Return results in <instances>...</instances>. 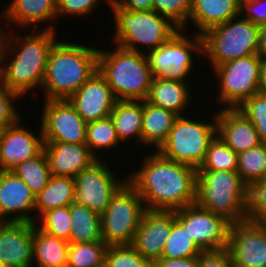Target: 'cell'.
Returning a JSON list of instances; mask_svg holds the SVG:
<instances>
[{
  "instance_id": "1",
  "label": "cell",
  "mask_w": 266,
  "mask_h": 267,
  "mask_svg": "<svg viewBox=\"0 0 266 267\" xmlns=\"http://www.w3.org/2000/svg\"><path fill=\"white\" fill-rule=\"evenodd\" d=\"M152 152L142 158L138 171L126 176L145 209L176 211L195 204L197 169Z\"/></svg>"
},
{
  "instance_id": "2",
  "label": "cell",
  "mask_w": 266,
  "mask_h": 267,
  "mask_svg": "<svg viewBox=\"0 0 266 267\" xmlns=\"http://www.w3.org/2000/svg\"><path fill=\"white\" fill-rule=\"evenodd\" d=\"M54 28L56 27L50 23L41 32L40 29H29L31 33H26L23 37L8 31L0 66V79L8 89L21 97L33 92L32 89L37 87L41 90L48 56L57 42L58 34ZM8 55L13 58H8Z\"/></svg>"
},
{
  "instance_id": "3",
  "label": "cell",
  "mask_w": 266,
  "mask_h": 267,
  "mask_svg": "<svg viewBox=\"0 0 266 267\" xmlns=\"http://www.w3.org/2000/svg\"><path fill=\"white\" fill-rule=\"evenodd\" d=\"M99 48L58 40L50 50L41 85L45 100H68L98 71Z\"/></svg>"
},
{
  "instance_id": "4",
  "label": "cell",
  "mask_w": 266,
  "mask_h": 267,
  "mask_svg": "<svg viewBox=\"0 0 266 267\" xmlns=\"http://www.w3.org/2000/svg\"><path fill=\"white\" fill-rule=\"evenodd\" d=\"M98 51V72L116 100H146L153 80L147 55L115 45Z\"/></svg>"
},
{
  "instance_id": "5",
  "label": "cell",
  "mask_w": 266,
  "mask_h": 267,
  "mask_svg": "<svg viewBox=\"0 0 266 267\" xmlns=\"http://www.w3.org/2000/svg\"><path fill=\"white\" fill-rule=\"evenodd\" d=\"M196 204L232 224L247 220V185L237 171H198Z\"/></svg>"
},
{
  "instance_id": "6",
  "label": "cell",
  "mask_w": 266,
  "mask_h": 267,
  "mask_svg": "<svg viewBox=\"0 0 266 267\" xmlns=\"http://www.w3.org/2000/svg\"><path fill=\"white\" fill-rule=\"evenodd\" d=\"M114 17L113 41L127 50L147 53L169 40L178 30L166 17L151 11H126L110 6ZM148 47L139 49L141 46Z\"/></svg>"
},
{
  "instance_id": "7",
  "label": "cell",
  "mask_w": 266,
  "mask_h": 267,
  "mask_svg": "<svg viewBox=\"0 0 266 267\" xmlns=\"http://www.w3.org/2000/svg\"><path fill=\"white\" fill-rule=\"evenodd\" d=\"M259 29L260 26L240 15L209 28L201 34L202 56L209 59V64L214 68L231 60L257 54Z\"/></svg>"
},
{
  "instance_id": "8",
  "label": "cell",
  "mask_w": 266,
  "mask_h": 267,
  "mask_svg": "<svg viewBox=\"0 0 266 267\" xmlns=\"http://www.w3.org/2000/svg\"><path fill=\"white\" fill-rule=\"evenodd\" d=\"M211 122L185 115L177 117L167 139L157 149L164 157L198 169L203 163L210 141L217 134L216 113Z\"/></svg>"
},
{
  "instance_id": "9",
  "label": "cell",
  "mask_w": 266,
  "mask_h": 267,
  "mask_svg": "<svg viewBox=\"0 0 266 267\" xmlns=\"http://www.w3.org/2000/svg\"><path fill=\"white\" fill-rule=\"evenodd\" d=\"M145 210L136 189L126 181L100 215L102 240L108 246L132 244Z\"/></svg>"
},
{
  "instance_id": "10",
  "label": "cell",
  "mask_w": 266,
  "mask_h": 267,
  "mask_svg": "<svg viewBox=\"0 0 266 267\" xmlns=\"http://www.w3.org/2000/svg\"><path fill=\"white\" fill-rule=\"evenodd\" d=\"M184 31L178 30L165 43L146 53L153 77L187 82L195 67L192 54L203 55V40L199 34L189 36Z\"/></svg>"
},
{
  "instance_id": "11",
  "label": "cell",
  "mask_w": 266,
  "mask_h": 267,
  "mask_svg": "<svg viewBox=\"0 0 266 267\" xmlns=\"http://www.w3.org/2000/svg\"><path fill=\"white\" fill-rule=\"evenodd\" d=\"M261 57L257 54L231 60L214 67L222 108H237L243 101L259 92ZM224 106V107H223Z\"/></svg>"
},
{
  "instance_id": "12",
  "label": "cell",
  "mask_w": 266,
  "mask_h": 267,
  "mask_svg": "<svg viewBox=\"0 0 266 267\" xmlns=\"http://www.w3.org/2000/svg\"><path fill=\"white\" fill-rule=\"evenodd\" d=\"M175 216L203 252L227 249L232 223L225 217L196 203L176 210Z\"/></svg>"
},
{
  "instance_id": "13",
  "label": "cell",
  "mask_w": 266,
  "mask_h": 267,
  "mask_svg": "<svg viewBox=\"0 0 266 267\" xmlns=\"http://www.w3.org/2000/svg\"><path fill=\"white\" fill-rule=\"evenodd\" d=\"M106 163L97 159L74 178L75 202L100 215L105 212L112 196L127 181L126 177L124 180L115 178L116 175Z\"/></svg>"
},
{
  "instance_id": "14",
  "label": "cell",
  "mask_w": 266,
  "mask_h": 267,
  "mask_svg": "<svg viewBox=\"0 0 266 267\" xmlns=\"http://www.w3.org/2000/svg\"><path fill=\"white\" fill-rule=\"evenodd\" d=\"M41 129L44 142L85 143L87 123L68 100H44Z\"/></svg>"
},
{
  "instance_id": "15",
  "label": "cell",
  "mask_w": 266,
  "mask_h": 267,
  "mask_svg": "<svg viewBox=\"0 0 266 267\" xmlns=\"http://www.w3.org/2000/svg\"><path fill=\"white\" fill-rule=\"evenodd\" d=\"M227 250L232 265L266 267V223L249 220L233 223Z\"/></svg>"
},
{
  "instance_id": "16",
  "label": "cell",
  "mask_w": 266,
  "mask_h": 267,
  "mask_svg": "<svg viewBox=\"0 0 266 267\" xmlns=\"http://www.w3.org/2000/svg\"><path fill=\"white\" fill-rule=\"evenodd\" d=\"M22 119L2 129L0 136V171H12L18 164L36 157L44 147L42 129L33 130L21 126Z\"/></svg>"
},
{
  "instance_id": "17",
  "label": "cell",
  "mask_w": 266,
  "mask_h": 267,
  "mask_svg": "<svg viewBox=\"0 0 266 267\" xmlns=\"http://www.w3.org/2000/svg\"><path fill=\"white\" fill-rule=\"evenodd\" d=\"M175 219V211L146 209L131 245L143 258L154 263L162 256Z\"/></svg>"
},
{
  "instance_id": "18",
  "label": "cell",
  "mask_w": 266,
  "mask_h": 267,
  "mask_svg": "<svg viewBox=\"0 0 266 267\" xmlns=\"http://www.w3.org/2000/svg\"><path fill=\"white\" fill-rule=\"evenodd\" d=\"M32 211L35 194L14 172L0 171V220L36 223Z\"/></svg>"
},
{
  "instance_id": "19",
  "label": "cell",
  "mask_w": 266,
  "mask_h": 267,
  "mask_svg": "<svg viewBox=\"0 0 266 267\" xmlns=\"http://www.w3.org/2000/svg\"><path fill=\"white\" fill-rule=\"evenodd\" d=\"M68 101L81 118L89 123L110 116L117 100L107 81L97 71Z\"/></svg>"
},
{
  "instance_id": "20",
  "label": "cell",
  "mask_w": 266,
  "mask_h": 267,
  "mask_svg": "<svg viewBox=\"0 0 266 267\" xmlns=\"http://www.w3.org/2000/svg\"><path fill=\"white\" fill-rule=\"evenodd\" d=\"M0 263L6 267H32L33 223L2 221Z\"/></svg>"
},
{
  "instance_id": "21",
  "label": "cell",
  "mask_w": 266,
  "mask_h": 267,
  "mask_svg": "<svg viewBox=\"0 0 266 267\" xmlns=\"http://www.w3.org/2000/svg\"><path fill=\"white\" fill-rule=\"evenodd\" d=\"M51 175L75 178L97 159L85 143L44 142Z\"/></svg>"
},
{
  "instance_id": "22",
  "label": "cell",
  "mask_w": 266,
  "mask_h": 267,
  "mask_svg": "<svg viewBox=\"0 0 266 267\" xmlns=\"http://www.w3.org/2000/svg\"><path fill=\"white\" fill-rule=\"evenodd\" d=\"M217 135L238 155L261 143L255 126L236 108L218 109Z\"/></svg>"
},
{
  "instance_id": "23",
  "label": "cell",
  "mask_w": 266,
  "mask_h": 267,
  "mask_svg": "<svg viewBox=\"0 0 266 267\" xmlns=\"http://www.w3.org/2000/svg\"><path fill=\"white\" fill-rule=\"evenodd\" d=\"M7 6L0 12V20L23 30H37L39 25L57 19V0H12Z\"/></svg>"
},
{
  "instance_id": "24",
  "label": "cell",
  "mask_w": 266,
  "mask_h": 267,
  "mask_svg": "<svg viewBox=\"0 0 266 267\" xmlns=\"http://www.w3.org/2000/svg\"><path fill=\"white\" fill-rule=\"evenodd\" d=\"M239 9L240 0H192L188 23L191 21L196 27L195 33L201 35L209 28L239 16Z\"/></svg>"
},
{
  "instance_id": "25",
  "label": "cell",
  "mask_w": 266,
  "mask_h": 267,
  "mask_svg": "<svg viewBox=\"0 0 266 267\" xmlns=\"http://www.w3.org/2000/svg\"><path fill=\"white\" fill-rule=\"evenodd\" d=\"M189 84V82L153 77L146 101L176 113L178 116L183 115L188 105L192 103L193 92Z\"/></svg>"
},
{
  "instance_id": "26",
  "label": "cell",
  "mask_w": 266,
  "mask_h": 267,
  "mask_svg": "<svg viewBox=\"0 0 266 267\" xmlns=\"http://www.w3.org/2000/svg\"><path fill=\"white\" fill-rule=\"evenodd\" d=\"M178 115L143 101L142 144L157 150L167 139Z\"/></svg>"
},
{
  "instance_id": "27",
  "label": "cell",
  "mask_w": 266,
  "mask_h": 267,
  "mask_svg": "<svg viewBox=\"0 0 266 267\" xmlns=\"http://www.w3.org/2000/svg\"><path fill=\"white\" fill-rule=\"evenodd\" d=\"M110 117L121 143L134 138L142 144L143 101L117 100Z\"/></svg>"
},
{
  "instance_id": "28",
  "label": "cell",
  "mask_w": 266,
  "mask_h": 267,
  "mask_svg": "<svg viewBox=\"0 0 266 267\" xmlns=\"http://www.w3.org/2000/svg\"><path fill=\"white\" fill-rule=\"evenodd\" d=\"M75 202V180L51 175L47 185L35 195L36 220L46 211L70 206Z\"/></svg>"
},
{
  "instance_id": "29",
  "label": "cell",
  "mask_w": 266,
  "mask_h": 267,
  "mask_svg": "<svg viewBox=\"0 0 266 267\" xmlns=\"http://www.w3.org/2000/svg\"><path fill=\"white\" fill-rule=\"evenodd\" d=\"M69 242L51 236L33 223V261L35 267H67Z\"/></svg>"
},
{
  "instance_id": "30",
  "label": "cell",
  "mask_w": 266,
  "mask_h": 267,
  "mask_svg": "<svg viewBox=\"0 0 266 267\" xmlns=\"http://www.w3.org/2000/svg\"><path fill=\"white\" fill-rule=\"evenodd\" d=\"M70 243L103 241L101 237L100 214L84 205L73 202L70 205Z\"/></svg>"
},
{
  "instance_id": "31",
  "label": "cell",
  "mask_w": 266,
  "mask_h": 267,
  "mask_svg": "<svg viewBox=\"0 0 266 267\" xmlns=\"http://www.w3.org/2000/svg\"><path fill=\"white\" fill-rule=\"evenodd\" d=\"M120 143L110 116L87 123L85 144L96 159L100 157L96 151H104L106 148L118 149Z\"/></svg>"
},
{
  "instance_id": "32",
  "label": "cell",
  "mask_w": 266,
  "mask_h": 267,
  "mask_svg": "<svg viewBox=\"0 0 266 267\" xmlns=\"http://www.w3.org/2000/svg\"><path fill=\"white\" fill-rule=\"evenodd\" d=\"M107 247L104 241L70 243L67 267H104Z\"/></svg>"
},
{
  "instance_id": "33",
  "label": "cell",
  "mask_w": 266,
  "mask_h": 267,
  "mask_svg": "<svg viewBox=\"0 0 266 267\" xmlns=\"http://www.w3.org/2000/svg\"><path fill=\"white\" fill-rule=\"evenodd\" d=\"M12 172L19 176L35 195L47 185L51 176L44 150L36 157L18 164Z\"/></svg>"
},
{
  "instance_id": "34",
  "label": "cell",
  "mask_w": 266,
  "mask_h": 267,
  "mask_svg": "<svg viewBox=\"0 0 266 267\" xmlns=\"http://www.w3.org/2000/svg\"><path fill=\"white\" fill-rule=\"evenodd\" d=\"M202 252L188 234L187 229L175 219L172 223L171 232L165 243L161 258L198 257Z\"/></svg>"
},
{
  "instance_id": "35",
  "label": "cell",
  "mask_w": 266,
  "mask_h": 267,
  "mask_svg": "<svg viewBox=\"0 0 266 267\" xmlns=\"http://www.w3.org/2000/svg\"><path fill=\"white\" fill-rule=\"evenodd\" d=\"M237 172L247 186L266 177V144L260 143L238 154Z\"/></svg>"
},
{
  "instance_id": "36",
  "label": "cell",
  "mask_w": 266,
  "mask_h": 267,
  "mask_svg": "<svg viewBox=\"0 0 266 267\" xmlns=\"http://www.w3.org/2000/svg\"><path fill=\"white\" fill-rule=\"evenodd\" d=\"M237 159L238 155L216 134L197 171H237Z\"/></svg>"
},
{
  "instance_id": "37",
  "label": "cell",
  "mask_w": 266,
  "mask_h": 267,
  "mask_svg": "<svg viewBox=\"0 0 266 267\" xmlns=\"http://www.w3.org/2000/svg\"><path fill=\"white\" fill-rule=\"evenodd\" d=\"M38 222V223H37ZM70 206L54 208L43 213L35 225L43 232L70 243Z\"/></svg>"
},
{
  "instance_id": "38",
  "label": "cell",
  "mask_w": 266,
  "mask_h": 267,
  "mask_svg": "<svg viewBox=\"0 0 266 267\" xmlns=\"http://www.w3.org/2000/svg\"><path fill=\"white\" fill-rule=\"evenodd\" d=\"M105 267H153L131 244L110 245L105 253Z\"/></svg>"
},
{
  "instance_id": "39",
  "label": "cell",
  "mask_w": 266,
  "mask_h": 267,
  "mask_svg": "<svg viewBox=\"0 0 266 267\" xmlns=\"http://www.w3.org/2000/svg\"><path fill=\"white\" fill-rule=\"evenodd\" d=\"M236 109L255 126L261 143L266 144V94L252 95Z\"/></svg>"
},
{
  "instance_id": "40",
  "label": "cell",
  "mask_w": 266,
  "mask_h": 267,
  "mask_svg": "<svg viewBox=\"0 0 266 267\" xmlns=\"http://www.w3.org/2000/svg\"><path fill=\"white\" fill-rule=\"evenodd\" d=\"M192 0H153V11L166 17L179 29H187Z\"/></svg>"
},
{
  "instance_id": "41",
  "label": "cell",
  "mask_w": 266,
  "mask_h": 267,
  "mask_svg": "<svg viewBox=\"0 0 266 267\" xmlns=\"http://www.w3.org/2000/svg\"><path fill=\"white\" fill-rule=\"evenodd\" d=\"M247 220L266 223V177L247 186Z\"/></svg>"
},
{
  "instance_id": "42",
  "label": "cell",
  "mask_w": 266,
  "mask_h": 267,
  "mask_svg": "<svg viewBox=\"0 0 266 267\" xmlns=\"http://www.w3.org/2000/svg\"><path fill=\"white\" fill-rule=\"evenodd\" d=\"M19 98L21 96L8 89L0 79V126L2 128L11 126L23 118L14 104V101Z\"/></svg>"
},
{
  "instance_id": "43",
  "label": "cell",
  "mask_w": 266,
  "mask_h": 267,
  "mask_svg": "<svg viewBox=\"0 0 266 267\" xmlns=\"http://www.w3.org/2000/svg\"><path fill=\"white\" fill-rule=\"evenodd\" d=\"M99 2L101 0H57V18L66 15L90 16L97 8V5L99 7Z\"/></svg>"
},
{
  "instance_id": "44",
  "label": "cell",
  "mask_w": 266,
  "mask_h": 267,
  "mask_svg": "<svg viewBox=\"0 0 266 267\" xmlns=\"http://www.w3.org/2000/svg\"><path fill=\"white\" fill-rule=\"evenodd\" d=\"M239 15L255 25H265L266 0H240Z\"/></svg>"
},
{
  "instance_id": "45",
  "label": "cell",
  "mask_w": 266,
  "mask_h": 267,
  "mask_svg": "<svg viewBox=\"0 0 266 267\" xmlns=\"http://www.w3.org/2000/svg\"><path fill=\"white\" fill-rule=\"evenodd\" d=\"M232 261L227 249L205 251L198 256V267H231Z\"/></svg>"
},
{
  "instance_id": "46",
  "label": "cell",
  "mask_w": 266,
  "mask_h": 267,
  "mask_svg": "<svg viewBox=\"0 0 266 267\" xmlns=\"http://www.w3.org/2000/svg\"><path fill=\"white\" fill-rule=\"evenodd\" d=\"M109 6H117L126 11H151L153 0H112Z\"/></svg>"
},
{
  "instance_id": "47",
  "label": "cell",
  "mask_w": 266,
  "mask_h": 267,
  "mask_svg": "<svg viewBox=\"0 0 266 267\" xmlns=\"http://www.w3.org/2000/svg\"><path fill=\"white\" fill-rule=\"evenodd\" d=\"M153 267H198V257L160 258L153 263Z\"/></svg>"
},
{
  "instance_id": "48",
  "label": "cell",
  "mask_w": 266,
  "mask_h": 267,
  "mask_svg": "<svg viewBox=\"0 0 266 267\" xmlns=\"http://www.w3.org/2000/svg\"><path fill=\"white\" fill-rule=\"evenodd\" d=\"M257 55L266 58V24L260 26Z\"/></svg>"
},
{
  "instance_id": "49",
  "label": "cell",
  "mask_w": 266,
  "mask_h": 267,
  "mask_svg": "<svg viewBox=\"0 0 266 267\" xmlns=\"http://www.w3.org/2000/svg\"><path fill=\"white\" fill-rule=\"evenodd\" d=\"M258 89L260 93L266 94V58H261Z\"/></svg>"
},
{
  "instance_id": "50",
  "label": "cell",
  "mask_w": 266,
  "mask_h": 267,
  "mask_svg": "<svg viewBox=\"0 0 266 267\" xmlns=\"http://www.w3.org/2000/svg\"><path fill=\"white\" fill-rule=\"evenodd\" d=\"M7 30H3V28H1L0 26V66H1V62H2V58H3V52H4V47H5V43H6V38H7Z\"/></svg>"
},
{
  "instance_id": "51",
  "label": "cell",
  "mask_w": 266,
  "mask_h": 267,
  "mask_svg": "<svg viewBox=\"0 0 266 267\" xmlns=\"http://www.w3.org/2000/svg\"><path fill=\"white\" fill-rule=\"evenodd\" d=\"M231 267H245V266H241V265H232Z\"/></svg>"
},
{
  "instance_id": "52",
  "label": "cell",
  "mask_w": 266,
  "mask_h": 267,
  "mask_svg": "<svg viewBox=\"0 0 266 267\" xmlns=\"http://www.w3.org/2000/svg\"><path fill=\"white\" fill-rule=\"evenodd\" d=\"M2 129H3V128L0 126V136H1Z\"/></svg>"
}]
</instances>
